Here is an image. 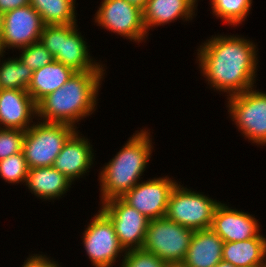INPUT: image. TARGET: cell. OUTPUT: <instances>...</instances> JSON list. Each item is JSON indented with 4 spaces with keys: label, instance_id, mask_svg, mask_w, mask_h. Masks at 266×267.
Here are the masks:
<instances>
[{
    "label": "cell",
    "instance_id": "obj_1",
    "mask_svg": "<svg viewBox=\"0 0 266 267\" xmlns=\"http://www.w3.org/2000/svg\"><path fill=\"white\" fill-rule=\"evenodd\" d=\"M199 48L201 73L211 87L228 96L249 90L256 76V49L253 42L236 36L212 37Z\"/></svg>",
    "mask_w": 266,
    "mask_h": 267
},
{
    "label": "cell",
    "instance_id": "obj_2",
    "mask_svg": "<svg viewBox=\"0 0 266 267\" xmlns=\"http://www.w3.org/2000/svg\"><path fill=\"white\" fill-rule=\"evenodd\" d=\"M104 70L75 72L64 85L42 98L37 105V117L44 122H75L94 111Z\"/></svg>",
    "mask_w": 266,
    "mask_h": 267
},
{
    "label": "cell",
    "instance_id": "obj_3",
    "mask_svg": "<svg viewBox=\"0 0 266 267\" xmlns=\"http://www.w3.org/2000/svg\"><path fill=\"white\" fill-rule=\"evenodd\" d=\"M125 146L100 171L102 203L123 197L131 190L145 171L150 159V133L141 130L129 138Z\"/></svg>",
    "mask_w": 266,
    "mask_h": 267
},
{
    "label": "cell",
    "instance_id": "obj_4",
    "mask_svg": "<svg viewBox=\"0 0 266 267\" xmlns=\"http://www.w3.org/2000/svg\"><path fill=\"white\" fill-rule=\"evenodd\" d=\"M77 24L45 25L40 42L54 60L70 67L75 72L103 70L102 65L92 62L84 38L77 32Z\"/></svg>",
    "mask_w": 266,
    "mask_h": 267
},
{
    "label": "cell",
    "instance_id": "obj_5",
    "mask_svg": "<svg viewBox=\"0 0 266 267\" xmlns=\"http://www.w3.org/2000/svg\"><path fill=\"white\" fill-rule=\"evenodd\" d=\"M76 126L65 123L39 122L26 130L23 155L29 169L51 167Z\"/></svg>",
    "mask_w": 266,
    "mask_h": 267
},
{
    "label": "cell",
    "instance_id": "obj_6",
    "mask_svg": "<svg viewBox=\"0 0 266 267\" xmlns=\"http://www.w3.org/2000/svg\"><path fill=\"white\" fill-rule=\"evenodd\" d=\"M194 230L161 217L149 221L142 249L153 253L168 265H181Z\"/></svg>",
    "mask_w": 266,
    "mask_h": 267
},
{
    "label": "cell",
    "instance_id": "obj_7",
    "mask_svg": "<svg viewBox=\"0 0 266 267\" xmlns=\"http://www.w3.org/2000/svg\"><path fill=\"white\" fill-rule=\"evenodd\" d=\"M219 203L176 183L168 199L165 217L194 231L210 229Z\"/></svg>",
    "mask_w": 266,
    "mask_h": 267
},
{
    "label": "cell",
    "instance_id": "obj_8",
    "mask_svg": "<svg viewBox=\"0 0 266 267\" xmlns=\"http://www.w3.org/2000/svg\"><path fill=\"white\" fill-rule=\"evenodd\" d=\"M252 89L230 96L228 112L246 138L252 140V143L264 145L266 144V93Z\"/></svg>",
    "mask_w": 266,
    "mask_h": 267
},
{
    "label": "cell",
    "instance_id": "obj_9",
    "mask_svg": "<svg viewBox=\"0 0 266 267\" xmlns=\"http://www.w3.org/2000/svg\"><path fill=\"white\" fill-rule=\"evenodd\" d=\"M45 24L31 6L8 11L0 16V40L3 49L27 47L39 42Z\"/></svg>",
    "mask_w": 266,
    "mask_h": 267
},
{
    "label": "cell",
    "instance_id": "obj_10",
    "mask_svg": "<svg viewBox=\"0 0 266 267\" xmlns=\"http://www.w3.org/2000/svg\"><path fill=\"white\" fill-rule=\"evenodd\" d=\"M112 222L122 247L127 251L142 249L149 219L127 204L122 198L102 203L100 209Z\"/></svg>",
    "mask_w": 266,
    "mask_h": 267
},
{
    "label": "cell",
    "instance_id": "obj_11",
    "mask_svg": "<svg viewBox=\"0 0 266 267\" xmlns=\"http://www.w3.org/2000/svg\"><path fill=\"white\" fill-rule=\"evenodd\" d=\"M95 16L98 26L131 41L139 43L148 33L143 21V10L126 0H103Z\"/></svg>",
    "mask_w": 266,
    "mask_h": 267
},
{
    "label": "cell",
    "instance_id": "obj_12",
    "mask_svg": "<svg viewBox=\"0 0 266 267\" xmlns=\"http://www.w3.org/2000/svg\"><path fill=\"white\" fill-rule=\"evenodd\" d=\"M84 231L83 243L95 267H110L117 256L126 250L122 247L110 219L100 210Z\"/></svg>",
    "mask_w": 266,
    "mask_h": 267
},
{
    "label": "cell",
    "instance_id": "obj_13",
    "mask_svg": "<svg viewBox=\"0 0 266 267\" xmlns=\"http://www.w3.org/2000/svg\"><path fill=\"white\" fill-rule=\"evenodd\" d=\"M176 181L160 177L137 183L123 197L127 204L149 220L165 217L168 199Z\"/></svg>",
    "mask_w": 266,
    "mask_h": 267
},
{
    "label": "cell",
    "instance_id": "obj_14",
    "mask_svg": "<svg viewBox=\"0 0 266 267\" xmlns=\"http://www.w3.org/2000/svg\"><path fill=\"white\" fill-rule=\"evenodd\" d=\"M219 203L214 211L211 229L225 242L245 241L260 235L259 224L248 213ZM259 233V234H258Z\"/></svg>",
    "mask_w": 266,
    "mask_h": 267
},
{
    "label": "cell",
    "instance_id": "obj_15",
    "mask_svg": "<svg viewBox=\"0 0 266 267\" xmlns=\"http://www.w3.org/2000/svg\"><path fill=\"white\" fill-rule=\"evenodd\" d=\"M31 116H37V105L26 90L0 89V128L26 131Z\"/></svg>",
    "mask_w": 266,
    "mask_h": 267
},
{
    "label": "cell",
    "instance_id": "obj_16",
    "mask_svg": "<svg viewBox=\"0 0 266 267\" xmlns=\"http://www.w3.org/2000/svg\"><path fill=\"white\" fill-rule=\"evenodd\" d=\"M78 135V132L75 131L69 137L52 166L71 181L89 172L88 169L93 164L94 153H92L93 149H91L88 139Z\"/></svg>",
    "mask_w": 266,
    "mask_h": 267
},
{
    "label": "cell",
    "instance_id": "obj_17",
    "mask_svg": "<svg viewBox=\"0 0 266 267\" xmlns=\"http://www.w3.org/2000/svg\"><path fill=\"white\" fill-rule=\"evenodd\" d=\"M224 241L211 228L195 230L183 267H215L222 261Z\"/></svg>",
    "mask_w": 266,
    "mask_h": 267
},
{
    "label": "cell",
    "instance_id": "obj_18",
    "mask_svg": "<svg viewBox=\"0 0 266 267\" xmlns=\"http://www.w3.org/2000/svg\"><path fill=\"white\" fill-rule=\"evenodd\" d=\"M197 0H148L143 10L146 30L157 25L167 24L181 18H193Z\"/></svg>",
    "mask_w": 266,
    "mask_h": 267
},
{
    "label": "cell",
    "instance_id": "obj_19",
    "mask_svg": "<svg viewBox=\"0 0 266 267\" xmlns=\"http://www.w3.org/2000/svg\"><path fill=\"white\" fill-rule=\"evenodd\" d=\"M75 73L73 69L53 60L33 71L27 92L37 104L46 95L61 88Z\"/></svg>",
    "mask_w": 266,
    "mask_h": 267
},
{
    "label": "cell",
    "instance_id": "obj_20",
    "mask_svg": "<svg viewBox=\"0 0 266 267\" xmlns=\"http://www.w3.org/2000/svg\"><path fill=\"white\" fill-rule=\"evenodd\" d=\"M266 256V238L259 235L245 241L225 242L222 261L236 267H260Z\"/></svg>",
    "mask_w": 266,
    "mask_h": 267
},
{
    "label": "cell",
    "instance_id": "obj_21",
    "mask_svg": "<svg viewBox=\"0 0 266 267\" xmlns=\"http://www.w3.org/2000/svg\"><path fill=\"white\" fill-rule=\"evenodd\" d=\"M72 181L54 167H37L28 170L26 186L34 195L44 199H56L68 191Z\"/></svg>",
    "mask_w": 266,
    "mask_h": 267
},
{
    "label": "cell",
    "instance_id": "obj_22",
    "mask_svg": "<svg viewBox=\"0 0 266 267\" xmlns=\"http://www.w3.org/2000/svg\"><path fill=\"white\" fill-rule=\"evenodd\" d=\"M45 25L76 24L75 0H30Z\"/></svg>",
    "mask_w": 266,
    "mask_h": 267
},
{
    "label": "cell",
    "instance_id": "obj_23",
    "mask_svg": "<svg viewBox=\"0 0 266 267\" xmlns=\"http://www.w3.org/2000/svg\"><path fill=\"white\" fill-rule=\"evenodd\" d=\"M32 75L33 70L18 58L5 60L0 65V89L27 91Z\"/></svg>",
    "mask_w": 266,
    "mask_h": 267
},
{
    "label": "cell",
    "instance_id": "obj_24",
    "mask_svg": "<svg viewBox=\"0 0 266 267\" xmlns=\"http://www.w3.org/2000/svg\"><path fill=\"white\" fill-rule=\"evenodd\" d=\"M252 0H211L212 12L231 25L243 22L250 11Z\"/></svg>",
    "mask_w": 266,
    "mask_h": 267
},
{
    "label": "cell",
    "instance_id": "obj_25",
    "mask_svg": "<svg viewBox=\"0 0 266 267\" xmlns=\"http://www.w3.org/2000/svg\"><path fill=\"white\" fill-rule=\"evenodd\" d=\"M28 170L23 152L0 160V177L9 183L26 182Z\"/></svg>",
    "mask_w": 266,
    "mask_h": 267
},
{
    "label": "cell",
    "instance_id": "obj_26",
    "mask_svg": "<svg viewBox=\"0 0 266 267\" xmlns=\"http://www.w3.org/2000/svg\"><path fill=\"white\" fill-rule=\"evenodd\" d=\"M21 49L22 54L18 59L33 71L38 70L54 60L51 53L40 41Z\"/></svg>",
    "mask_w": 266,
    "mask_h": 267
},
{
    "label": "cell",
    "instance_id": "obj_27",
    "mask_svg": "<svg viewBox=\"0 0 266 267\" xmlns=\"http://www.w3.org/2000/svg\"><path fill=\"white\" fill-rule=\"evenodd\" d=\"M26 131L0 128V160L22 152Z\"/></svg>",
    "mask_w": 266,
    "mask_h": 267
},
{
    "label": "cell",
    "instance_id": "obj_28",
    "mask_svg": "<svg viewBox=\"0 0 266 267\" xmlns=\"http://www.w3.org/2000/svg\"><path fill=\"white\" fill-rule=\"evenodd\" d=\"M121 267H169L153 253L143 249H131L124 253Z\"/></svg>",
    "mask_w": 266,
    "mask_h": 267
},
{
    "label": "cell",
    "instance_id": "obj_29",
    "mask_svg": "<svg viewBox=\"0 0 266 267\" xmlns=\"http://www.w3.org/2000/svg\"><path fill=\"white\" fill-rule=\"evenodd\" d=\"M22 267H58L54 261L51 262L45 255H35L27 258Z\"/></svg>",
    "mask_w": 266,
    "mask_h": 267
},
{
    "label": "cell",
    "instance_id": "obj_30",
    "mask_svg": "<svg viewBox=\"0 0 266 267\" xmlns=\"http://www.w3.org/2000/svg\"><path fill=\"white\" fill-rule=\"evenodd\" d=\"M30 5V0H0V16L8 11Z\"/></svg>",
    "mask_w": 266,
    "mask_h": 267
},
{
    "label": "cell",
    "instance_id": "obj_31",
    "mask_svg": "<svg viewBox=\"0 0 266 267\" xmlns=\"http://www.w3.org/2000/svg\"><path fill=\"white\" fill-rule=\"evenodd\" d=\"M126 1L129 2L131 5H134L139 9L144 10L148 0H126Z\"/></svg>",
    "mask_w": 266,
    "mask_h": 267
},
{
    "label": "cell",
    "instance_id": "obj_32",
    "mask_svg": "<svg viewBox=\"0 0 266 267\" xmlns=\"http://www.w3.org/2000/svg\"><path fill=\"white\" fill-rule=\"evenodd\" d=\"M215 267H236V266L232 265L231 263L220 261Z\"/></svg>",
    "mask_w": 266,
    "mask_h": 267
},
{
    "label": "cell",
    "instance_id": "obj_33",
    "mask_svg": "<svg viewBox=\"0 0 266 267\" xmlns=\"http://www.w3.org/2000/svg\"><path fill=\"white\" fill-rule=\"evenodd\" d=\"M5 51H4V49H3V46H2V42H1V40H0V56L2 57L3 55V53H4Z\"/></svg>",
    "mask_w": 266,
    "mask_h": 267
},
{
    "label": "cell",
    "instance_id": "obj_34",
    "mask_svg": "<svg viewBox=\"0 0 266 267\" xmlns=\"http://www.w3.org/2000/svg\"><path fill=\"white\" fill-rule=\"evenodd\" d=\"M169 267H183L182 265H169Z\"/></svg>",
    "mask_w": 266,
    "mask_h": 267
},
{
    "label": "cell",
    "instance_id": "obj_35",
    "mask_svg": "<svg viewBox=\"0 0 266 267\" xmlns=\"http://www.w3.org/2000/svg\"><path fill=\"white\" fill-rule=\"evenodd\" d=\"M260 267H266V261Z\"/></svg>",
    "mask_w": 266,
    "mask_h": 267
}]
</instances>
